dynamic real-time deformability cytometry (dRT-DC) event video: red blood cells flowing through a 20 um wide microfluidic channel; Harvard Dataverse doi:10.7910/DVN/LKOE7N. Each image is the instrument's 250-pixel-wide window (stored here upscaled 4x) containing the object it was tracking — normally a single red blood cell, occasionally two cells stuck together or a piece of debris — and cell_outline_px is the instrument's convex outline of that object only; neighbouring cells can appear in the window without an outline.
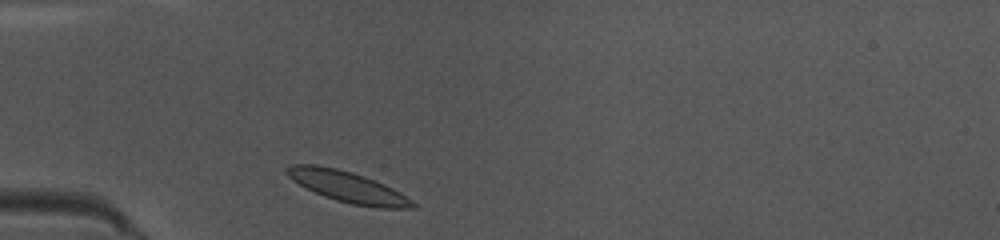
{"species": "common noctule bat (a hibernating species)", "species_latin": "Nyctalus noctula", "temperature_condition": "warm", "stored_images_in_passage": 37, "camera_frame_rate_fps": 3000, "um_per_image_px": 0.085, "animal": {"sex": "female", "body_mass_g": 10.0, "forearm_length_mm": 53.1}, "frame": {"image": 1, "passage_image": 2, "time_ms": 0.333, "image_size_px": [1000, 240], "cell_outline_px": [[416, 208], [376, 208], [352, 204], [336, 200], [324, 196], [292, 180], [284, 172], [284, 168], [292, 164], [316, 164], [336, 168], [352, 172], [384, 184], [400, 192], [412, 200], [416, 204]], "centroid_in_image_um": [29.54, 15.87], "position_along_channel_um": 55.5, "area_um2": 22.6}}
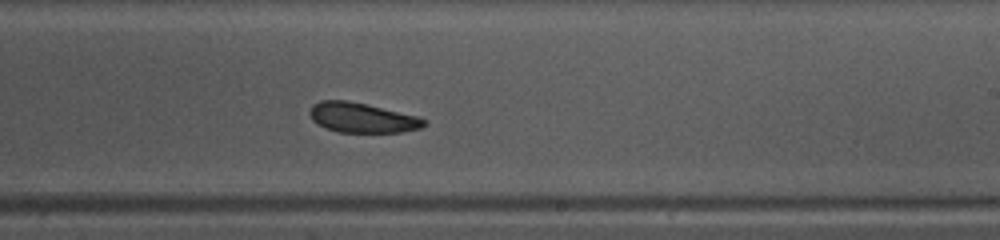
{"frame": {"image": 2, "passage_image": 18, "time_ms": 5.667, "image_size_px": [1000, 240], "cell_outline_px": [[428, 124], [420, 128], [400, 132], [336, 132], [316, 124], [312, 120], [308, 112], [312, 104], [320, 100], [344, 100], [368, 104], [420, 116], [428, 120]], "centroid_in_image_um": [30.79, 10.0], "position_along_channel_um": 258.2, "area_um2": 20.29}}
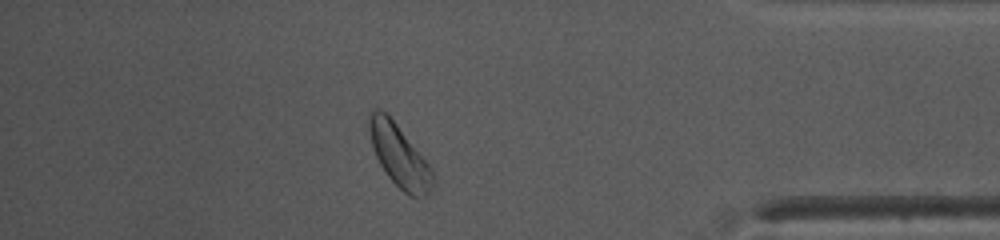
{"frame": {"image": 3, "passage_image": 31, "time_ms": 10.0, "image_size_px": [1000, 240], "cell_outline_px": [[436, 176], [432, 188], [428, 196], [408, 196], [388, 176], [380, 164], [372, 148], [368, 128], [368, 112], [372, 108], [380, 108], [388, 112], [432, 168]], "centroid_in_image_um": [33.93, 13.19], "position_along_channel_um": 401.3, "area_um2": 23.58}, "authors_computed_cell_mechanics": {"area_um2": 21.097, "velocity_mm_per_s": 3.9691, "shape_relaxation_time_tau1_ms": 1.9275, "shape_relaxation_time_tau2_ms": 2.6326, "deformation_change_tau1": 0.0937, "deformation_change_tau2": 0.0821}}